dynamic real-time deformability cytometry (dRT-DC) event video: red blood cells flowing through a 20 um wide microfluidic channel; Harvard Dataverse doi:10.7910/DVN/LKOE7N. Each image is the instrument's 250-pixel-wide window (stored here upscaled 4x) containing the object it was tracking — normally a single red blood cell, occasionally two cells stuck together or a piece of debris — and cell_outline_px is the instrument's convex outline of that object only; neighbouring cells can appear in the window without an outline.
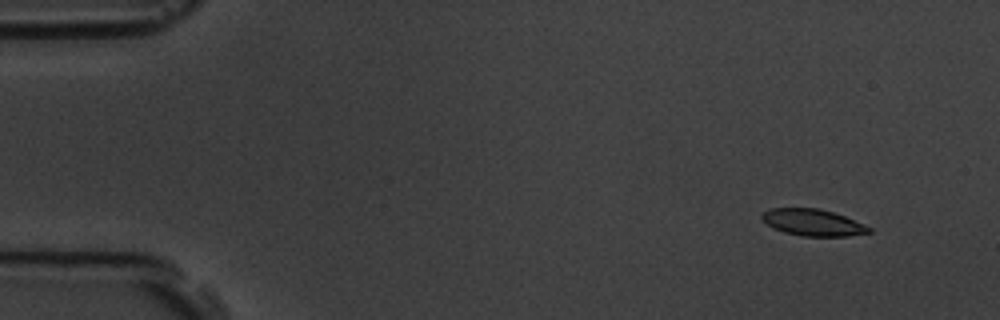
{"species": "common noctule bat (a hibernating species)", "species_latin": "Nyctalus noctula", "temperature_condition": "room temperature", "stored_images_in_passage": 7, "camera_frame_rate_fps": 3000, "um_per_image_px": 0.085, "animal": {"sex": "male", "body_mass_g": 19.5, "forearm_length_mm": 54.6}, "frame": {"image": 1, "passage_image": 1, "time_ms": 0.0, "image_size_px": [1000, 320], "cell_outline_px": [[872, 232], [848, 236], [800, 236], [784, 232], [772, 228], [760, 216], [764, 212], [772, 208], [816, 208], [832, 212], [844, 216], [864, 224], [872, 228]], "centroid_in_image_um": [69.1, 18.92], "position_along_channel_um": 15.9, "area_um2": 16.53}}
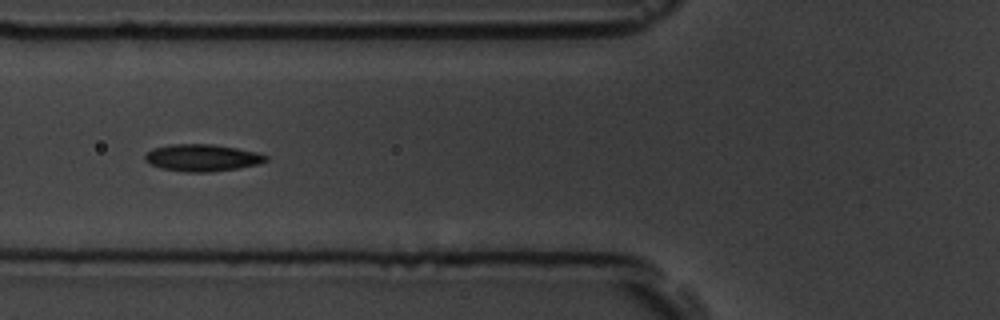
{"frame": {"image": 2, "passage_image": 6, "time_ms": 5.667, "image_size_px": [1000, 320], "cell_outline_px": [[268, 160], [256, 164], [236, 168], [212, 172], [184, 172], [160, 168], [144, 160], [144, 156], [152, 148], [168, 144], [212, 144], [236, 148], [256, 152], [268, 156]], "centroid_in_image_um": [17.14, 13.4], "position_along_channel_um": 108.7, "area_um2": 18.96}}
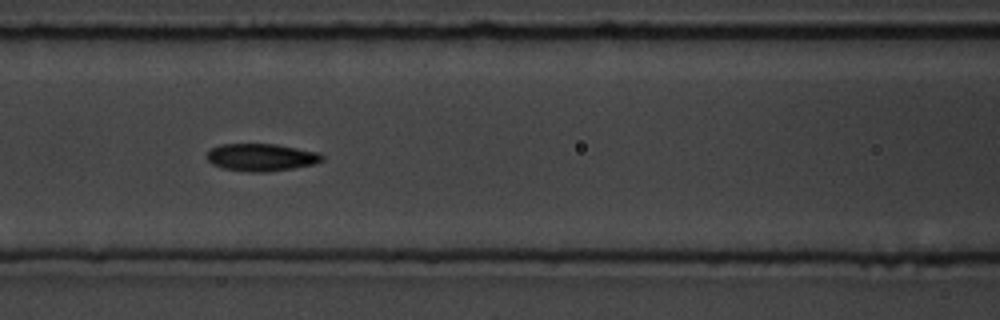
{"frame": {"image": 3, "passage_image": 7, "time_ms": 6.667, "image_size_px": [1000, 320], "cell_outline_px": [[324, 160], [316, 164], [268, 172], [248, 172], [224, 168], [212, 164], [204, 156], [212, 148], [220, 144], [276, 144], [320, 152], [324, 156]], "centroid_in_image_um": [22.23, 13.37], "position_along_channel_um": 144.4, "area_um2": 18.61}}